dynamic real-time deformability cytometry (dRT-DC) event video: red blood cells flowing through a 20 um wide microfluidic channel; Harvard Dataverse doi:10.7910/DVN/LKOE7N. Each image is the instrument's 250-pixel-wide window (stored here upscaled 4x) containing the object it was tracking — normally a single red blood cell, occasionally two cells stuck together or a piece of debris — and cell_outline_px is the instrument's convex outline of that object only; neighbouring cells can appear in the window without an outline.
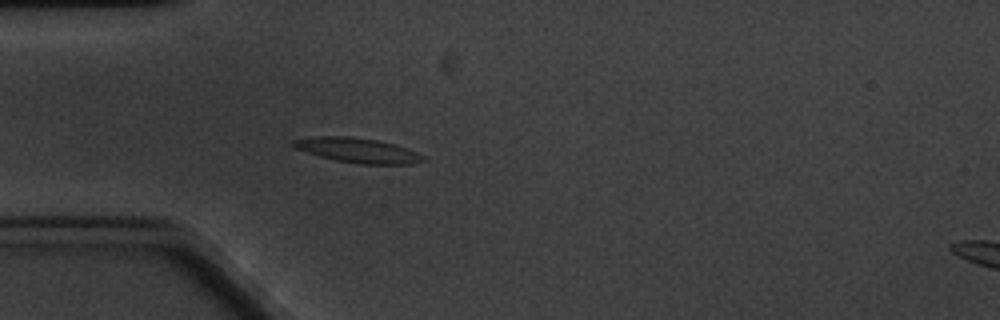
{"species": "common noctule bat (a hibernating species)", "species_latin": "Nyctalus noctula", "temperature_condition": "cold", "stored_images_in_passage": 3, "camera_frame_rate_fps": 3000, "um_per_image_px": 0.085, "animal": {"sex": "male", "body_mass_g": 20.1, "forearm_length_mm": 53.5}, "frame": {"image": 1, "passage_image": 3, "time_ms": 2.0, "image_size_px": [1000, 320], "cell_outline_px": [[428, 160], [412, 164], [360, 164], [336, 160], [320, 156], [296, 148], [288, 144], [292, 140], [312, 136], [348, 136], [376, 140], [392, 144], [416, 152], [424, 156]], "centroid_in_image_um": [30.37, 12.77], "position_along_channel_um": 54.6, "area_um2": 18.61}}